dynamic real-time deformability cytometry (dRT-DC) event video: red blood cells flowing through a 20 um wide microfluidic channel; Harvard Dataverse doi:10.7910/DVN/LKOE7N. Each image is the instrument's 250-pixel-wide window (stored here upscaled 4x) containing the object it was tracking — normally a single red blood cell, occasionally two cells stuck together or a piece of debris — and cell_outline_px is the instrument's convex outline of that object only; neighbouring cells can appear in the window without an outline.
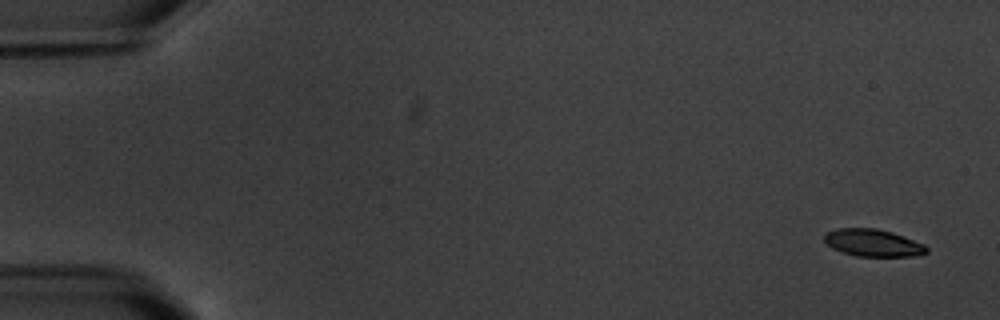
{"species": "common noctule bat (a hibernating species)", "species_latin": "Nyctalus noctula", "temperature_condition": "warm", "stored_images_in_passage": 17, "camera_frame_rate_fps": 3000, "um_per_image_px": 0.085, "animal": {"sex": "male", "body_mass_g": 20.1, "forearm_length_mm": 53.5}, "frame": {"image": 1, "passage_image": 1, "time_ms": 0.0, "image_size_px": [1000, 320], "cell_outline_px": [[928, 252], [912, 256], [856, 256], [832, 248], [824, 240], [824, 236], [828, 232], [836, 228], [876, 228], [892, 232], [904, 236], [924, 244], [928, 248]], "centroid_in_image_um": [74.22, 20.63], "position_along_channel_um": 10.8, "area_um2": 16.13}}
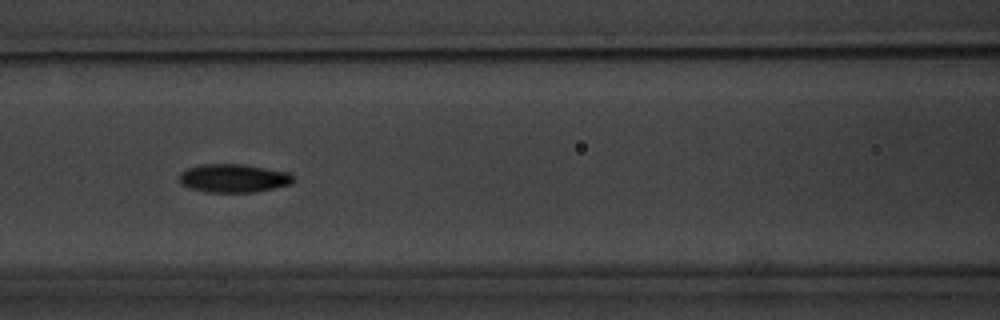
{"frame": {"image": 2, "passage_image": 8, "time_ms": 8.0, "image_size_px": [1000, 320], "cell_outline_px": [[296, 180], [292, 184], [256, 192], [204, 192], [188, 188], [180, 184], [180, 172], [188, 168], [200, 164], [244, 164], [288, 172], [296, 176]], "centroid_in_image_um": [19.87, 15.15], "position_along_channel_um": 146.7, "area_um2": 19.19}}
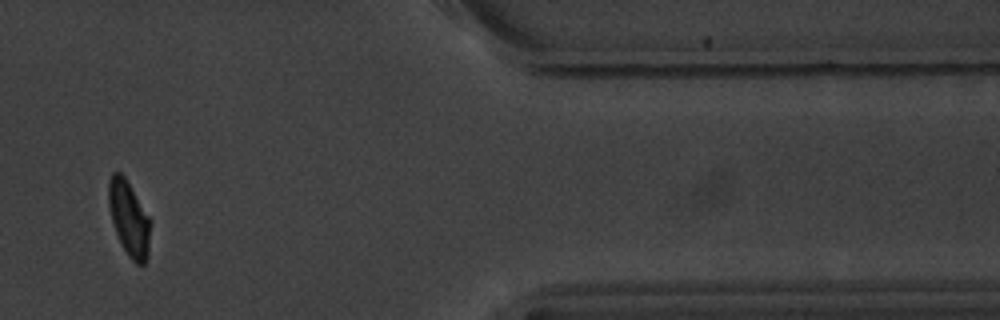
{"frame": {"image": 3, "passage_image": 15, "time_ms": 16.333, "image_size_px": [1000, 320], "cell_outline_px": [[152, 220], [148, 256], [144, 264], [136, 264], [128, 256], [120, 244], [112, 220], [108, 204], [108, 180], [112, 172], [120, 172], [124, 176]], "centroid_in_image_um": [10.98, 18.58], "position_along_channel_um": 400.4, "area_um2": 18.55}, "authors_computed_cell_mechanics": {"area_um2": 18.3226, "velocity_mm_per_s": 3.4499, "shape_relaxation_time_tau1_ms": 1.78, "shape_relaxation_time_tau2_ms": 0.9327, "deformation_change_tau1": 0.1133, "deformation_change_tau2": 0.0477}}